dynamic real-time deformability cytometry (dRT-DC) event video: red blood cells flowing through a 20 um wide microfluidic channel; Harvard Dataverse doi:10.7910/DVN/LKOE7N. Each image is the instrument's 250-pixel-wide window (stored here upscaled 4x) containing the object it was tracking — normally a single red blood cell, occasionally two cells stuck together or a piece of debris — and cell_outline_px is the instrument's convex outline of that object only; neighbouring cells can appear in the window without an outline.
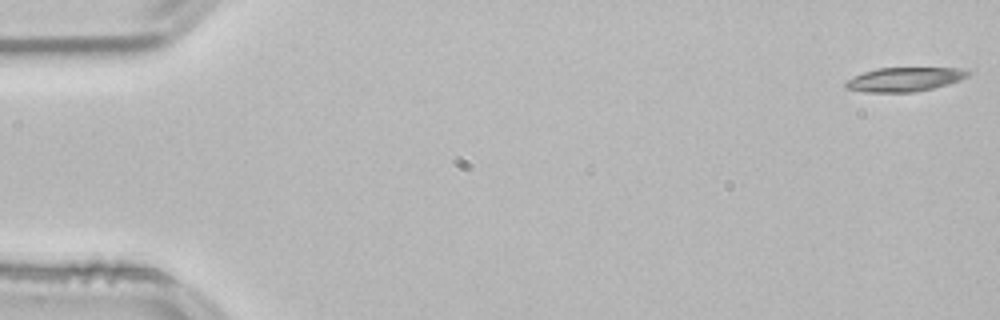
{"species": "common noctule bat (a hibernating species)", "species_latin": "Nyctalus noctula", "temperature_condition": "room temperature", "stored_images_in_passage": 53, "camera_frame_rate_fps": 3000, "um_per_image_px": 0.085, "animal": {"sex": "male", "body_mass_g": 21.5, "forearm_length_mm": 52.0}, "frame": {"image": 1, "passage_image": 1, "time_ms": 0.0, "image_size_px": [1000, 320], "cell_outline_px": [[972, 72], [968, 76], [960, 80], [948, 84], [932, 88], [912, 92], [864, 92], [844, 88], [844, 84], [848, 80], [864, 72], [876, 68], [960, 68]], "centroid_in_image_um": [76.89, 6.74], "position_along_channel_um": 8.1, "area_um2": 17.05}}
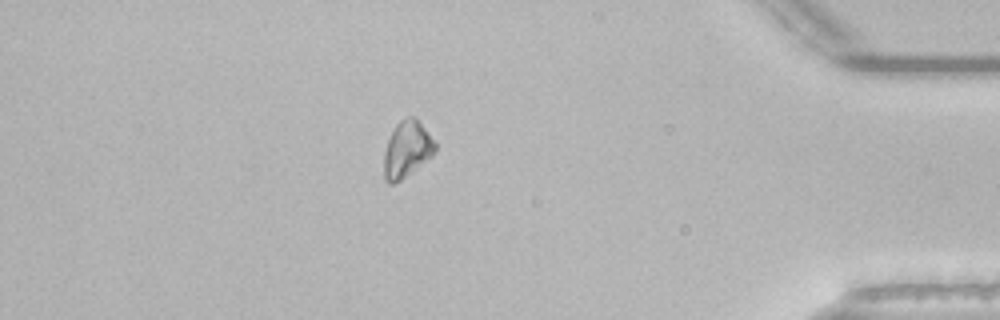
{"frame": {"image": 2, "passage_image": 46, "time_ms": 15.0, "image_size_px": [1000, 320], "cell_outline_px": [[436, 152], [432, 156], [400, 180], [392, 184], [388, 184], [384, 180], [384, 152], [388, 140], [396, 124], [400, 120], [408, 116], [416, 116], [436, 144]], "centroid_in_image_um": [34.58, 12.68], "position_along_channel_um": 400.6, "area_um2": 16.7}}
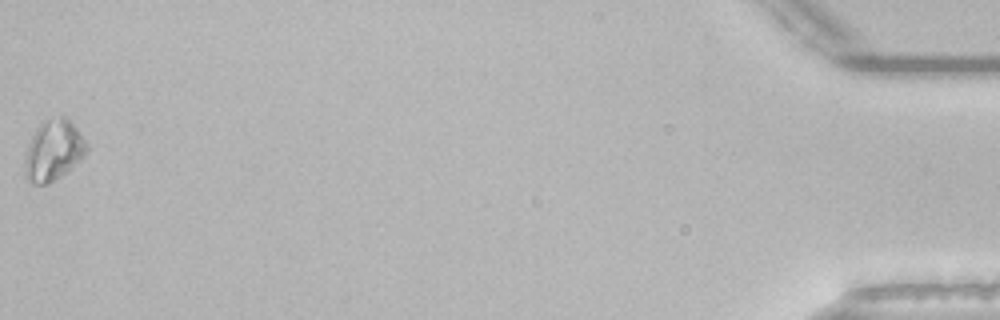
{"frame": {"image": 3, "passage_image": 53, "time_ms": 17.333, "image_size_px": [1000, 320], "cell_outline_px": [[88, 152], [80, 160], [60, 176], [48, 184], [32, 184], [28, 180], [24, 172], [24, 160], [28, 144], [36, 128], [40, 124], [48, 120], [60, 116], [68, 116], [88, 144]], "centroid_in_image_um": [4.55, 12.78], "position_along_channel_um": 430.7, "area_um2": 21.85}, "authors_computed_cell_mechanics": {"area_um2": 17.3978, "velocity_mm_per_s": 3.8299, "shape_relaxation_time_tau1_ms": 5.8158, "shape_relaxation_time_tau2_ms": null, "deformation_change_tau1": 0.1243, "deformation_change_tau2": null}}